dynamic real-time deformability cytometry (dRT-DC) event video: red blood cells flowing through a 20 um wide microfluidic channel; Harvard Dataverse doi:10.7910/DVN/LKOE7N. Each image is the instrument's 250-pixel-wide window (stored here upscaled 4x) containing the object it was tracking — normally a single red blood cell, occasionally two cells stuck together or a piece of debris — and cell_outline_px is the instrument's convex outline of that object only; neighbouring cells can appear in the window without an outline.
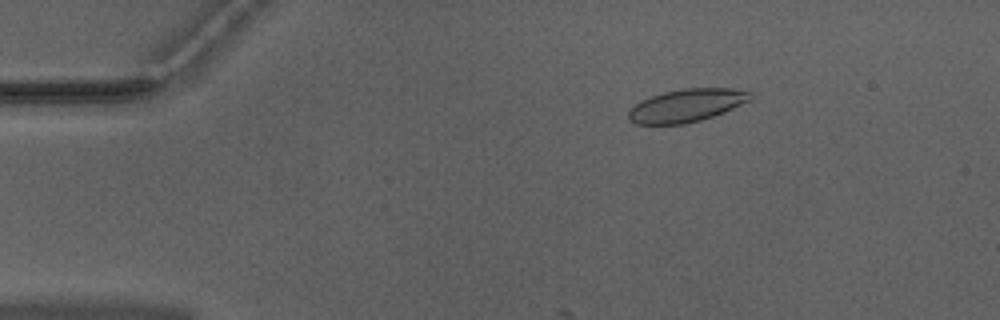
{"species": "Egyptian fruit bat (a non-hibernating species)", "species_latin": "Rousettus aegyptiacus", "temperature_condition": "warm", "stored_images_in_passage": 18, "camera_frame_rate_fps": 3000, "um_per_image_px": 0.085, "animal": {"sex": "male"}, "frame": {"image": 1, "passage_image": 9, "time_ms": 2.667, "image_size_px": [1000, 320], "cell_outline_px": [[752, 100], [724, 112], [700, 120], [684, 124], [636, 124], [628, 120], [628, 112], [640, 100], [664, 92], [684, 88], [748, 88], [752, 92]], "centroid_in_image_um": [58.43, 8.94], "position_along_channel_um": 26.6, "area_um2": 23.58}}
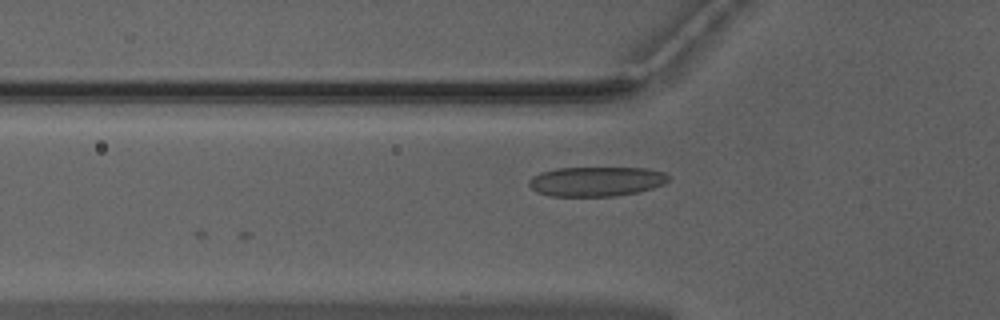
{"frame": {"image": 2, "passage_image": 18, "time_ms": 5.667, "image_size_px": [1000, 320], "cell_outline_px": [[668, 180], [664, 184], [652, 188], [636, 192], [612, 196], [552, 196], [536, 192], [528, 184], [528, 180], [532, 176], [540, 172], [556, 168], [648, 168], [664, 172], [668, 176]], "centroid_in_image_um": [50.65, 15.41], "position_along_channel_um": 75.2, "area_um2": 24.04}}